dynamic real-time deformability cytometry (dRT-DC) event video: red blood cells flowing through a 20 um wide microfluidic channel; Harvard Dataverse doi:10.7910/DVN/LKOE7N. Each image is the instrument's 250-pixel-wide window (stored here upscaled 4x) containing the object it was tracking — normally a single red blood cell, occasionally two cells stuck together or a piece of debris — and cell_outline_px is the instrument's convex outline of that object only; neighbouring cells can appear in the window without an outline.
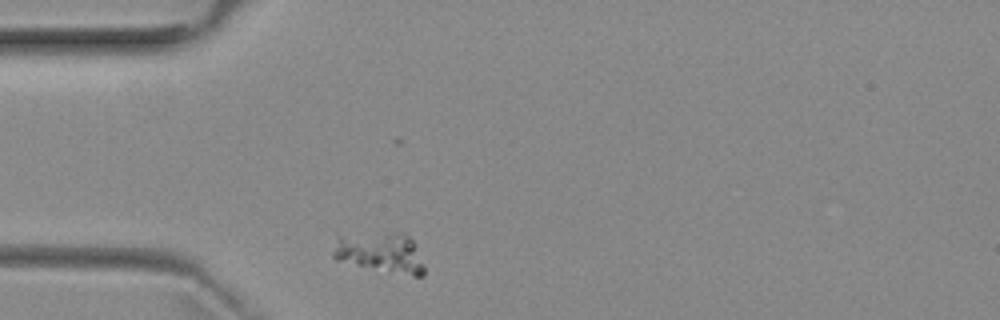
{"species": "common noctule bat (a hibernating species)", "species_latin": "Nyctalus noctula", "temperature_condition": "room temperature", "stored_images_in_passage": 1, "camera_frame_rate_fps": 3000, "um_per_image_px": 0.085, "animal": {"sex": "female", "body_mass_g": 29.2, "forearm_length_mm": 56.3}, "frame": {"image": 1, "passage_image": 1, "time_ms": 0.0, "image_size_px": [1000, 320], "cell_outline_px": [[424, 276], [412, 276], [336, 260], [332, 256], [332, 252], [340, 236], [396, 232], [408, 236], [412, 240], [424, 268]], "centroid_in_image_um": [32.35, 21.48], "position_along_channel_um": 52.7, "area_um2": 20.58}}